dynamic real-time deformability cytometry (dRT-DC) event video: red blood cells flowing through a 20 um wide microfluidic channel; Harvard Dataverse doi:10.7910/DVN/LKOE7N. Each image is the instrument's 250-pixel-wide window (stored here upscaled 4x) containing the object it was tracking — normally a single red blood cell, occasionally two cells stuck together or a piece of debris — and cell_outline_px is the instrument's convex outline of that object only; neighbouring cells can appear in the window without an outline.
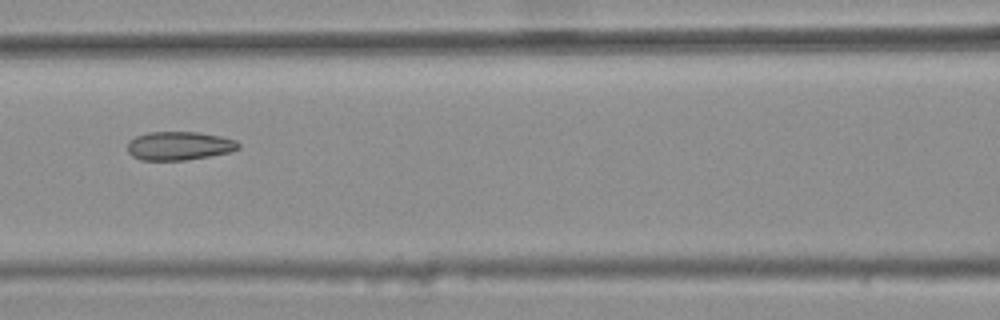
{"species": "common noctule bat (a hibernating species)", "species_latin": "Nyctalus noctula", "temperature_condition": "warm", "stored_images_in_passage": 8, "camera_frame_rate_fps": 3000, "um_per_image_px": 0.085, "animal": {"sex": "female", "body_mass_g": 25.1}, "frame": {"image": 1, "passage_image": 6, "time_ms": 1.667, "image_size_px": [1000, 320], "cell_outline_px": [[240, 148], [228, 152], [208, 156], [184, 160], [140, 160], [132, 156], [128, 152], [128, 140], [136, 136], [148, 132], [200, 132], [220, 136], [236, 140], [240, 144]], "centroid_in_image_um": [15.21, 12.39], "position_along_channel_um": 151.4, "area_um2": 18.5}}
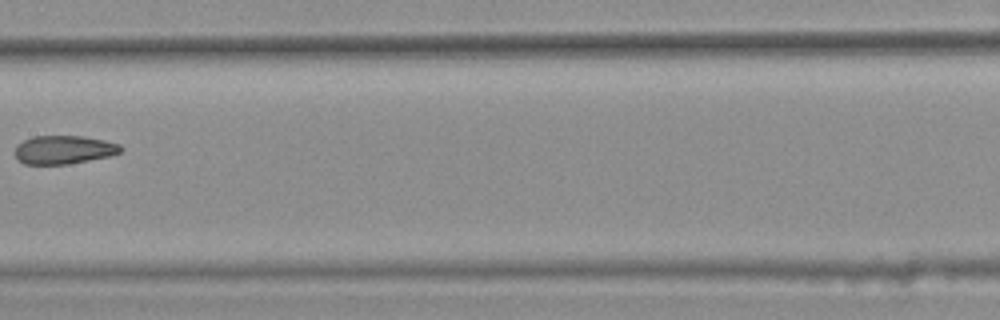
{"frame": {"image": 2, "passage_image": 7, "time_ms": 2.0, "image_size_px": [1000, 320], "cell_outline_px": [[124, 148], [120, 152], [108, 156], [68, 164], [24, 164], [16, 160], [16, 144], [32, 136], [84, 136], [104, 140], [120, 144]], "centroid_in_image_um": [5.41, 12.72], "position_along_channel_um": 202.0, "area_um2": 17.57}}
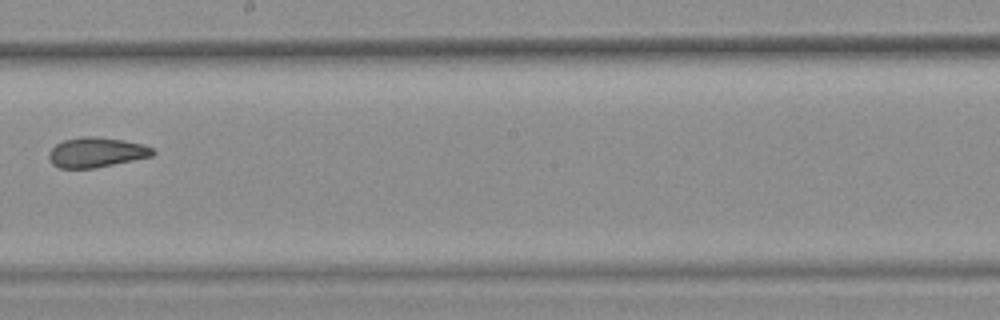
{"frame": {"image": 3, "passage_image": 8, "time_ms": 2.333, "image_size_px": [1000, 320], "cell_outline_px": [[156, 152], [152, 156], [96, 168], [60, 168], [52, 164], [48, 156], [48, 152], [56, 144], [64, 140], [80, 136], [92, 136], [124, 140], [144, 144], [152, 148]], "centroid_in_image_um": [8.18, 12.95], "position_along_channel_um": 240.0, "area_um2": 18.21}}